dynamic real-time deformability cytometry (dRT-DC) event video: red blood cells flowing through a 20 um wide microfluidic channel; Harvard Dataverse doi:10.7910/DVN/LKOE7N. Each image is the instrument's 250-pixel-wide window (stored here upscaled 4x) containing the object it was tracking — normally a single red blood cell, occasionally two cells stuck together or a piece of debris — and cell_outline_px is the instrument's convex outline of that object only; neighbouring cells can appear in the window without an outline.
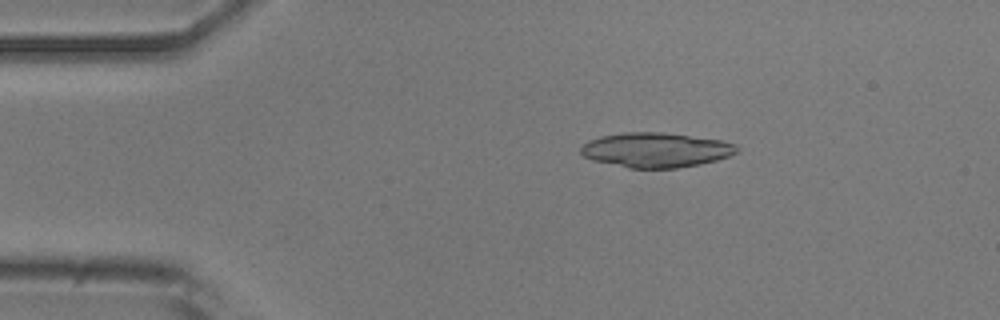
{"species": "common noctule bat (a hibernating species)", "species_latin": "Nyctalus noctula", "temperature_condition": "room temperature", "stored_images_in_passage": 51, "camera_frame_rate_fps": 3000, "um_per_image_px": 0.085, "animal": {"sex": "male", "body_mass_g": 20.5, "forearm_length_mm": 52.5}, "frame": {"image": 1, "passage_image": 8, "time_ms": 2.333, "image_size_px": [1000, 320], "cell_outline_px": [[740, 148], [736, 152], [728, 156], [716, 160], [700, 164], [676, 168], [628, 168], [592, 160], [584, 156], [580, 152], [580, 148], [588, 140], [600, 136], [624, 132], [664, 132], [720, 140], [736, 144]], "centroid_in_image_um": [55.73, 12.74], "position_along_channel_um": 29.3, "area_um2": 31.62}}